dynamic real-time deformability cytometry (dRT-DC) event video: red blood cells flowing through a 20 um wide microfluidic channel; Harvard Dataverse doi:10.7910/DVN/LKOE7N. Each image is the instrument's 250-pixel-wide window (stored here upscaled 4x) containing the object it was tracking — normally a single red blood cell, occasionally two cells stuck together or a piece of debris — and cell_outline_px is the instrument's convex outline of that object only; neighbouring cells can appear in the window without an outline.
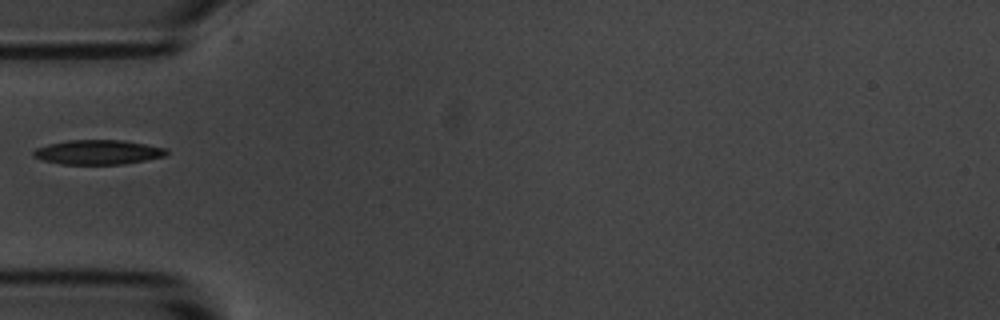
{"species": "common noctule bat (a hibernating species)", "species_latin": "Nyctalus noctula", "temperature_condition": "room temperature", "stored_images_in_passage": 38, "camera_frame_rate_fps": 3000, "um_per_image_px": 0.085, "animal": {"sex": "male", "body_mass_g": 20.1, "forearm_length_mm": 53.5}, "frame": {"image": 1, "passage_image": 1, "time_ms": 0.0, "image_size_px": [1000, 320], "cell_outline_px": [[168, 152], [164, 156], [124, 164], [60, 164], [44, 160], [32, 156], [32, 152], [36, 148], [48, 144], [68, 140], [124, 140], [168, 148]], "centroid_in_image_um": [8.33, 12.93], "position_along_channel_um": 76.7, "area_um2": 19.02}}
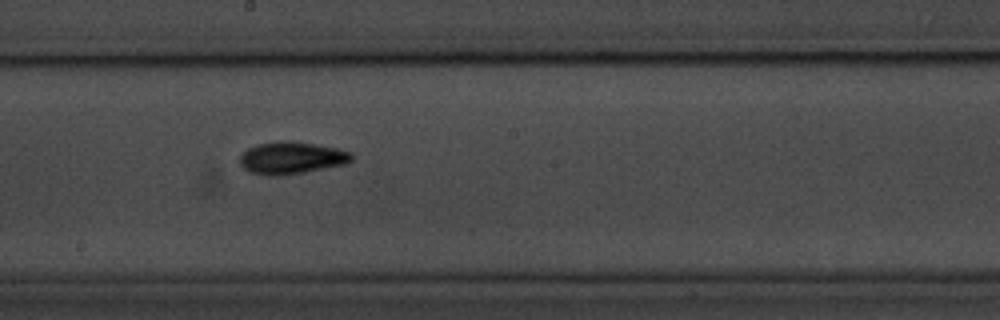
{"frame": {"image": 2, "passage_image": 13, "time_ms": 4.0, "image_size_px": [1000, 320], "cell_outline_px": [[352, 160], [344, 164], [304, 172], [276, 176], [268, 176], [252, 172], [244, 168], [240, 164], [240, 156], [248, 148], [256, 144], [276, 140], [288, 140], [316, 144], [336, 148], [352, 152]], "centroid_in_image_um": [24.76, 13.4], "position_along_channel_um": 223.4, "area_um2": 20.98}}
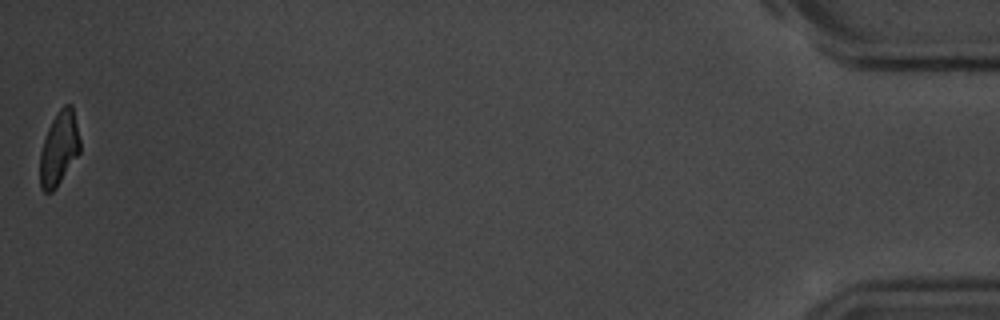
{"frame": {"image": 3, "passage_image": 38, "time_ms": 12.333, "image_size_px": [1000, 320], "cell_outline_px": [[80, 152], [56, 188], [52, 192], [44, 192], [40, 188], [40, 152], [48, 128], [52, 120], [60, 108], [64, 104], [72, 104], [80, 140]], "centroid_in_image_um": [5.02, 12.62], "position_along_channel_um": 430.2, "area_um2": 17.17}}